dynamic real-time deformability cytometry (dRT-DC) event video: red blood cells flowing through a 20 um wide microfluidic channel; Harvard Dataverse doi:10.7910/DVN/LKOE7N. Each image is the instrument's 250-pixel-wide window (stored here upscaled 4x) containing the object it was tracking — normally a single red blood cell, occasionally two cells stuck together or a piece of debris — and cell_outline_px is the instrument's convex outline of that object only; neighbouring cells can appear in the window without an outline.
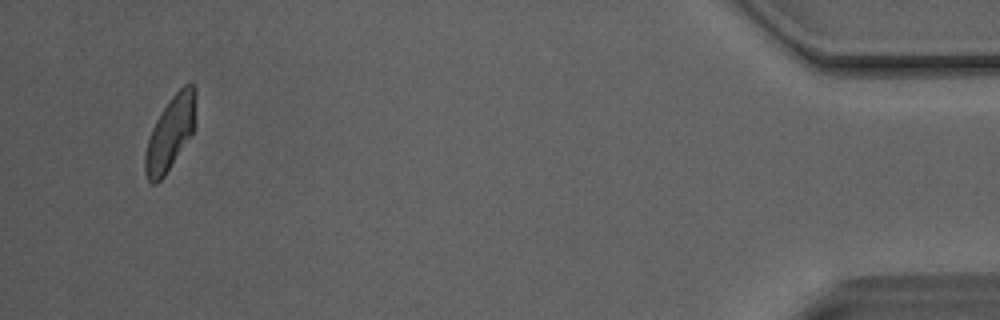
{"species": "Egyptian fruit bat (a non-hibernating species)", "species_latin": "Rousettus aegyptiacus", "temperature_condition": "room temperature", "stored_images_in_passage": 12, "camera_frame_rate_fps": 3000, "um_per_image_px": 0.085, "animal": {"sex": "male"}, "frame": {"image": 1, "passage_image": 12, "time_ms": 3.667, "image_size_px": [1000, 320], "cell_outline_px": [[196, 96], [192, 132], [164, 176], [156, 184], [152, 184], [148, 180], [144, 172], [144, 152], [152, 128], [156, 120], [172, 96], [184, 84], [192, 84], [196, 88]], "centroid_in_image_um": [14.44, 11.33], "position_along_channel_um": 420.8, "area_um2": 21.21}}